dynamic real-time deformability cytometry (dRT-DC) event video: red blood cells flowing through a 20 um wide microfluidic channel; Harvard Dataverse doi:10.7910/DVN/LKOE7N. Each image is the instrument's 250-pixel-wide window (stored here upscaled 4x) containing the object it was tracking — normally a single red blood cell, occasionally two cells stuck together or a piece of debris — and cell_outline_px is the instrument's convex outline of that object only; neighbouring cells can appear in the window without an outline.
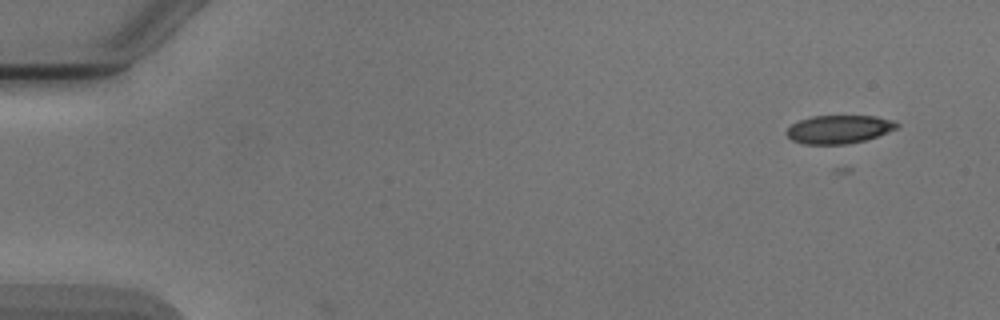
{"species": "Egyptian fruit bat (a non-hibernating species)", "species_latin": "Rousettus aegyptiacus", "temperature_condition": "cold", "stored_images_in_passage": 8, "camera_frame_rate_fps": 3000, "um_per_image_px": 0.085, "animal": {"sex": "male"}, "frame": {"image": 1, "passage_image": 2, "time_ms": 1.333, "image_size_px": [1000, 320], "cell_outline_px": [[900, 124], [896, 128], [888, 132], [864, 140], [844, 144], [804, 144], [792, 140], [784, 132], [792, 124], [800, 120], [812, 116], [876, 116], [892, 120]], "centroid_in_image_um": [71.29, 10.98], "position_along_channel_um": 13.7, "area_um2": 18.03}}
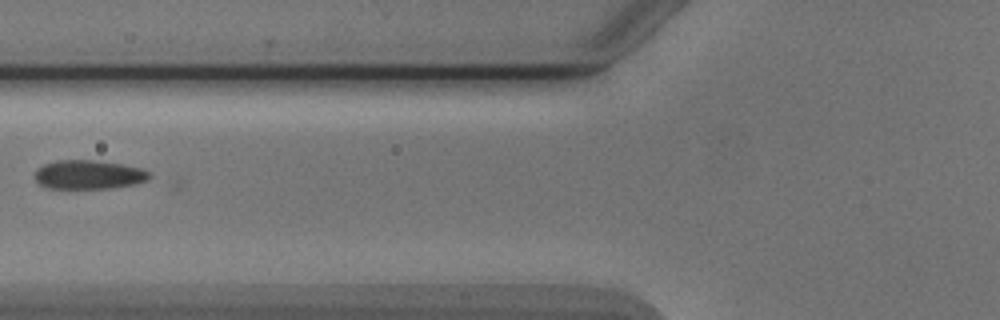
{"frame": {"image": 2, "passage_image": 7, "time_ms": 7.333, "image_size_px": [1000, 320], "cell_outline_px": [[152, 176], [148, 180], [136, 184], [108, 188], [48, 188], [40, 184], [36, 180], [36, 168], [44, 164], [56, 160], [92, 160], [124, 164], [144, 168], [152, 172]], "centroid_in_image_um": [7.61, 14.83], "position_along_channel_um": 118.2, "area_um2": 19.54}}
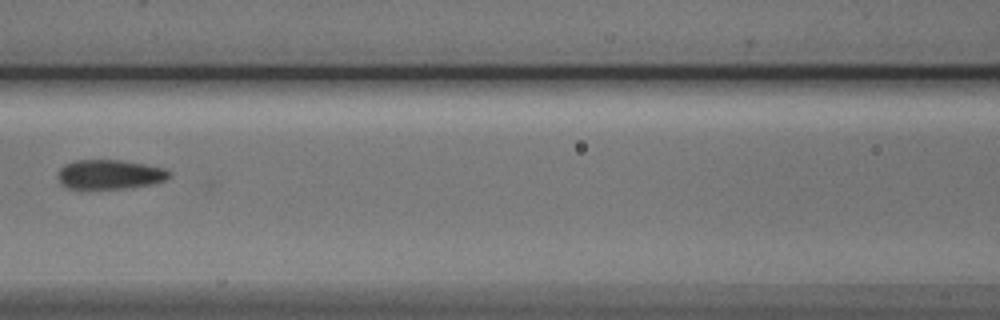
{"frame": {"image": 3, "passage_image": 8, "time_ms": 8.333, "image_size_px": [1000, 320], "cell_outline_px": [[172, 176], [164, 180], [152, 184], [124, 188], [68, 188], [60, 184], [56, 176], [56, 172], [64, 164], [72, 160], [120, 160], [168, 168], [172, 172]], "centroid_in_image_um": [9.31, 14.81], "position_along_channel_um": 157.3, "area_um2": 19.36}}